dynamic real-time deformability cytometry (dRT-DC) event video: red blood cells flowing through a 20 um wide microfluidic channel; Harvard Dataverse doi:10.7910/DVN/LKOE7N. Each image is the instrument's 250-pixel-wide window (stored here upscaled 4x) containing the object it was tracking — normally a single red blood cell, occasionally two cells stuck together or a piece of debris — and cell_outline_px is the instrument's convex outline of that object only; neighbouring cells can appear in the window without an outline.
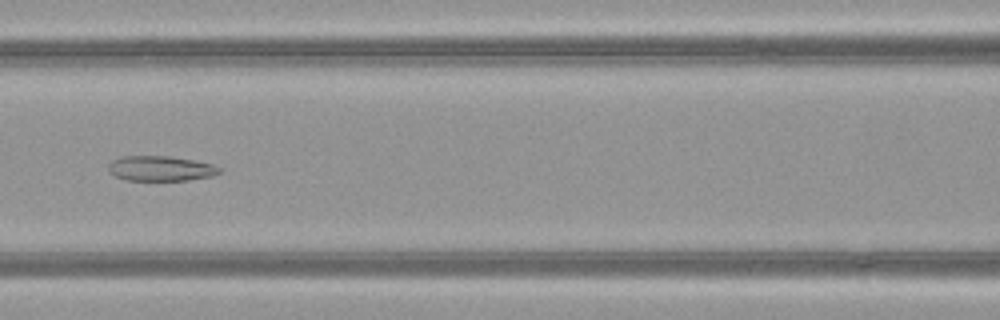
{"species": "common noctule bat (a hibernating species)", "species_latin": "Nyctalus noctula", "temperature_condition": "warm", "stored_images_in_passage": 51, "camera_frame_rate_fps": 3000, "um_per_image_px": 0.085, "animal": {"sex": "female", "body_mass_g": 21.9}, "frame": {"image": 1, "passage_image": 23, "time_ms": 7.333, "image_size_px": [1000, 320], "cell_outline_px": [[220, 172], [212, 176], [188, 180], [128, 180], [116, 176], [108, 172], [108, 164], [112, 160], [120, 156], [168, 156], [196, 160], [212, 164], [220, 168]], "centroid_in_image_um": [13.63, 14.31], "position_along_channel_um": 153.0, "area_um2": 16.24}}
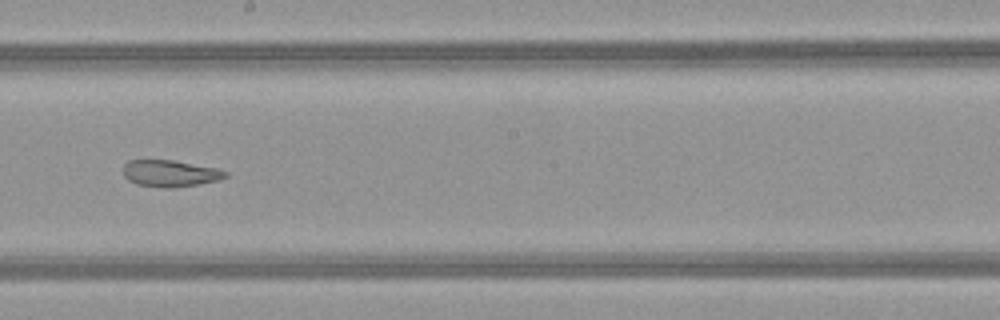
{"frame": {"image": 2, "passage_image": 29, "time_ms": 9.333, "image_size_px": [1000, 320], "cell_outline_px": [[228, 176], [216, 180], [200, 184], [172, 188], [160, 188], [136, 184], [128, 180], [124, 176], [124, 164], [128, 160], [172, 160], [216, 168], [228, 172]], "centroid_in_image_um": [14.44, 14.75], "position_along_channel_um": 233.8, "area_um2": 15.9}}
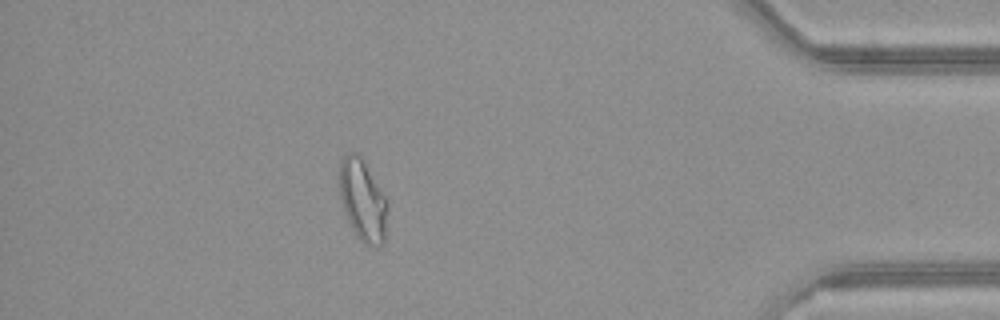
{"frame": {"image": 3, "passage_image": 45, "time_ms": 14.667, "image_size_px": [1000, 320], "cell_outline_px": [[388, 208], [384, 244], [364, 244], [356, 236], [344, 212], [340, 196], [340, 160], [348, 152], [356, 152], [360, 156], [388, 200]], "centroid_in_image_um": [30.84, 17.02], "position_along_channel_um": 404.4, "area_um2": 22.72}, "authors_computed_cell_mechanics": {"area_um2": 22.3686, "velocity_mm_per_s": 4.0528, "shape_relaxation_time_tau1_ms": null, "shape_relaxation_time_tau2_ms": 2.168, "deformation_change_tau1": null, "deformation_change_tau2": 0.0984}}